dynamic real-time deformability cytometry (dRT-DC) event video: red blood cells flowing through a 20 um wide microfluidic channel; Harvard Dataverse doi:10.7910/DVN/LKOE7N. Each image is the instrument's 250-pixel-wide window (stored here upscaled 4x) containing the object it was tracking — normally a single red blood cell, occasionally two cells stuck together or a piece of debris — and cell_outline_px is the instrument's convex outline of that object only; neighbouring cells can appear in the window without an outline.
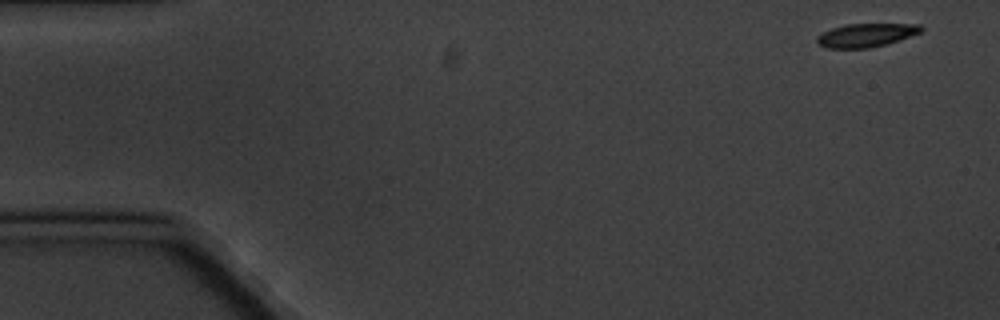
{"species": "common noctule bat (a hibernating species)", "species_latin": "Nyctalus noctula", "temperature_condition": "cold", "stored_images_in_passage": 4, "camera_frame_rate_fps": 3000, "um_per_image_px": 0.085, "animal": {"sex": "male", "body_mass_g": 20.1, "forearm_length_mm": 53.5}, "frame": {"image": 1, "passage_image": 1, "time_ms": 0.0, "image_size_px": [1000, 320], "cell_outline_px": [[924, 28], [920, 32], [900, 40], [888, 44], [868, 48], [824, 48], [816, 44], [816, 36], [832, 28], [844, 24], [920, 24]], "centroid_in_image_um": [73.58, 3.0], "position_along_channel_um": 11.4, "area_um2": 14.39}}
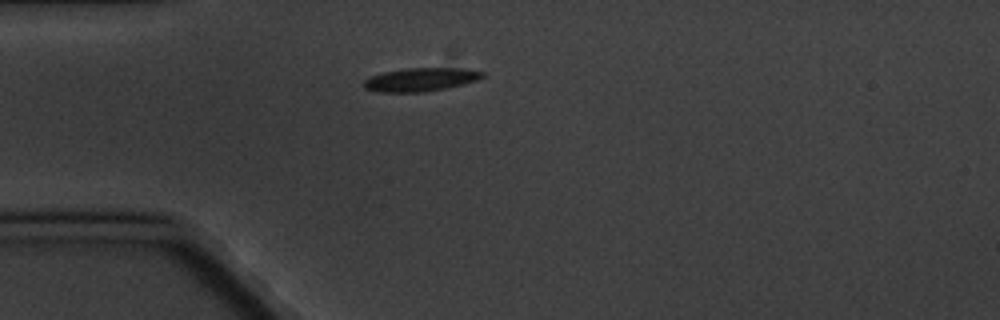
{"frame": {"image": 2, "passage_image": 4, "time_ms": 4.333, "image_size_px": [1000, 320], "cell_outline_px": [[484, 76], [476, 80], [464, 84], [424, 92], [380, 92], [364, 88], [364, 80], [368, 76], [384, 72], [404, 68], [460, 68], [484, 72]], "centroid_in_image_um": [35.72, 6.76], "position_along_channel_um": 49.3, "area_um2": 16.13}}